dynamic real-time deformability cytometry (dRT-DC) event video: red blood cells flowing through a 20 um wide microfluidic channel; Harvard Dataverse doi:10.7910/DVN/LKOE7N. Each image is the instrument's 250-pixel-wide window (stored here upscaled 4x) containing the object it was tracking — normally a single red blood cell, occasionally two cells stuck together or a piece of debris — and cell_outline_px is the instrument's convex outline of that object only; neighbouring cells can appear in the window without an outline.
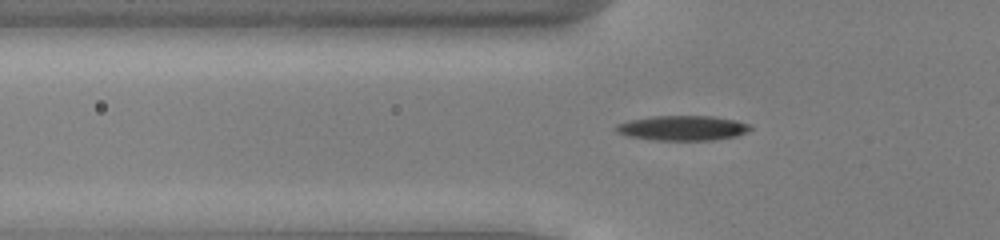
{"species": "common noctule bat (a hibernating species)", "species_latin": "Nyctalus noctula", "temperature_condition": "cold", "stored_images_in_passage": 34, "camera_frame_rate_fps": 3000, "um_per_image_px": 0.085, "animal": {"sex": "male", "body_mass_g": 13.0, "forearm_length_mm": 53.1}, "frame": {"image": 1, "passage_image": 4, "time_ms": 1.0, "image_size_px": [1000, 240], "cell_outline_px": [[752, 128], [748, 132], [736, 136], [712, 140], [652, 140], [624, 136], [616, 132], [612, 128], [616, 124], [628, 120], [652, 116], [712, 116], [736, 120], [752, 124]], "centroid_in_image_um": [57.98, 10.88], "position_along_channel_um": 67.8, "area_um2": 19.88}}
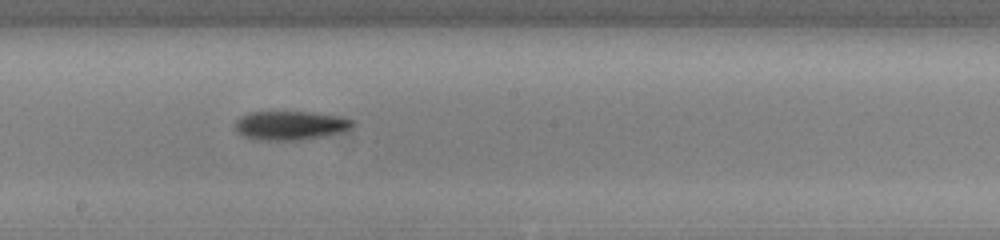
{"frame": {"image": 2, "passage_image": 16, "time_ms": 5.0, "image_size_px": [1000, 240], "cell_outline_px": [[356, 124], [352, 128], [324, 136], [300, 140], [252, 140], [236, 132], [236, 120], [240, 116], [252, 112], [308, 112], [340, 116], [356, 120]], "centroid_in_image_um": [24.69, 10.66], "position_along_channel_um": 223.5, "area_um2": 19.94}}
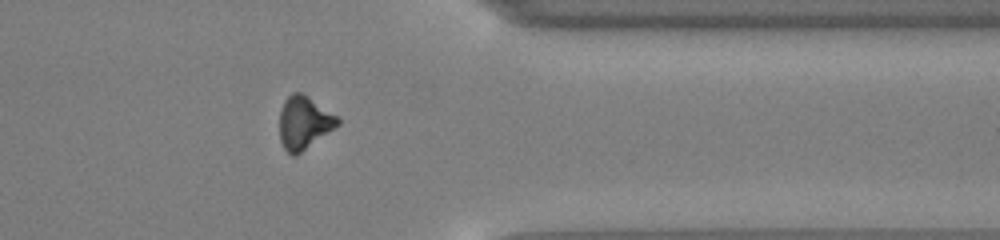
{"frame": {"image": 3, "passage_image": 29, "time_ms": 9.333, "image_size_px": [1000, 240], "cell_outline_px": [[340, 124], [296, 156], [292, 156], [284, 148], [280, 140], [280, 112], [284, 100], [292, 92], [304, 92], [336, 116], [340, 120]], "centroid_in_image_um": [25.83, 10.41], "position_along_channel_um": 385.6, "area_um2": 17.92}}